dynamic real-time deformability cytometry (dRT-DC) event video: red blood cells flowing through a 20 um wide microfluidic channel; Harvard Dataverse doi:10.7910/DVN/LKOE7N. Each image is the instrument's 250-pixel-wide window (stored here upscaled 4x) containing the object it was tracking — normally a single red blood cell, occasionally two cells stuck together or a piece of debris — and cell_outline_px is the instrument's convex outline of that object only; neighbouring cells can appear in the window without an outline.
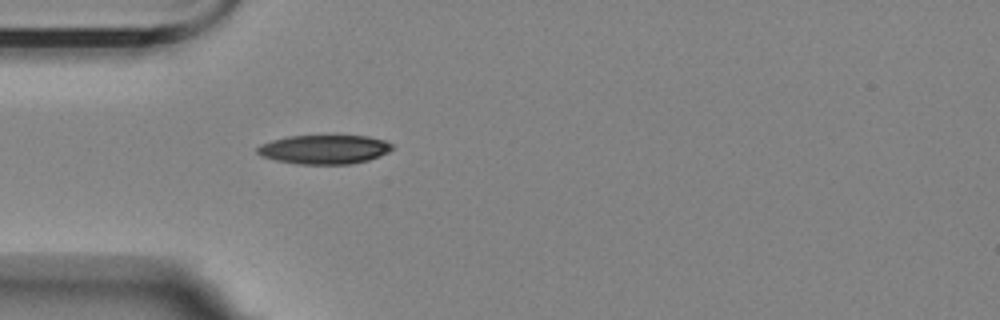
{"species": "Egyptian fruit bat (a non-hibernating species)", "species_latin": "Rousettus aegyptiacus", "temperature_condition": "room temperature", "stored_images_in_passage": 1, "camera_frame_rate_fps": 3000, "um_per_image_px": 0.085, "animal": {"sex": "female"}, "frame": {"image": 1, "passage_image": 1, "time_ms": 0.0, "image_size_px": [1000, 320], "cell_outline_px": [[392, 148], [388, 152], [368, 160], [352, 164], [296, 164], [276, 160], [260, 156], [256, 152], [256, 148], [272, 140], [288, 136], [368, 136], [384, 140], [392, 144]], "centroid_in_image_um": [27.55, 12.7], "position_along_channel_um": 57.4, "area_um2": 22.72}}